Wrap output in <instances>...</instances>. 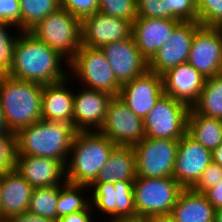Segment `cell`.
Wrapping results in <instances>:
<instances>
[{"label":"cell","mask_w":222,"mask_h":222,"mask_svg":"<svg viewBox=\"0 0 222 222\" xmlns=\"http://www.w3.org/2000/svg\"><path fill=\"white\" fill-rule=\"evenodd\" d=\"M0 21L14 24L21 30V7L19 0H0Z\"/></svg>","instance_id":"cell-39"},{"label":"cell","mask_w":222,"mask_h":222,"mask_svg":"<svg viewBox=\"0 0 222 222\" xmlns=\"http://www.w3.org/2000/svg\"><path fill=\"white\" fill-rule=\"evenodd\" d=\"M147 222H175L170 214L146 217Z\"/></svg>","instance_id":"cell-43"},{"label":"cell","mask_w":222,"mask_h":222,"mask_svg":"<svg viewBox=\"0 0 222 222\" xmlns=\"http://www.w3.org/2000/svg\"><path fill=\"white\" fill-rule=\"evenodd\" d=\"M7 220L3 217L1 205H0V222H6Z\"/></svg>","instance_id":"cell-48"},{"label":"cell","mask_w":222,"mask_h":222,"mask_svg":"<svg viewBox=\"0 0 222 222\" xmlns=\"http://www.w3.org/2000/svg\"><path fill=\"white\" fill-rule=\"evenodd\" d=\"M42 91L41 84L1 75L0 104L11 132L42 119Z\"/></svg>","instance_id":"cell-3"},{"label":"cell","mask_w":222,"mask_h":222,"mask_svg":"<svg viewBox=\"0 0 222 222\" xmlns=\"http://www.w3.org/2000/svg\"><path fill=\"white\" fill-rule=\"evenodd\" d=\"M10 27L21 31L14 24L0 21V75H9L14 62L18 36L12 34V31L10 33Z\"/></svg>","instance_id":"cell-31"},{"label":"cell","mask_w":222,"mask_h":222,"mask_svg":"<svg viewBox=\"0 0 222 222\" xmlns=\"http://www.w3.org/2000/svg\"><path fill=\"white\" fill-rule=\"evenodd\" d=\"M164 95L163 77L149 69L121 85L118 97L138 117L144 119Z\"/></svg>","instance_id":"cell-14"},{"label":"cell","mask_w":222,"mask_h":222,"mask_svg":"<svg viewBox=\"0 0 222 222\" xmlns=\"http://www.w3.org/2000/svg\"><path fill=\"white\" fill-rule=\"evenodd\" d=\"M203 194L215 210L222 208V180L216 186L206 190Z\"/></svg>","instance_id":"cell-41"},{"label":"cell","mask_w":222,"mask_h":222,"mask_svg":"<svg viewBox=\"0 0 222 222\" xmlns=\"http://www.w3.org/2000/svg\"><path fill=\"white\" fill-rule=\"evenodd\" d=\"M98 11L133 23L137 18L136 0H99Z\"/></svg>","instance_id":"cell-32"},{"label":"cell","mask_w":222,"mask_h":222,"mask_svg":"<svg viewBox=\"0 0 222 222\" xmlns=\"http://www.w3.org/2000/svg\"><path fill=\"white\" fill-rule=\"evenodd\" d=\"M164 94L192 107L199 99L205 78L188 62L163 75Z\"/></svg>","instance_id":"cell-20"},{"label":"cell","mask_w":222,"mask_h":222,"mask_svg":"<svg viewBox=\"0 0 222 222\" xmlns=\"http://www.w3.org/2000/svg\"><path fill=\"white\" fill-rule=\"evenodd\" d=\"M106 222H147L146 218L141 216L136 217H125V218H114L105 220Z\"/></svg>","instance_id":"cell-44"},{"label":"cell","mask_w":222,"mask_h":222,"mask_svg":"<svg viewBox=\"0 0 222 222\" xmlns=\"http://www.w3.org/2000/svg\"><path fill=\"white\" fill-rule=\"evenodd\" d=\"M170 215L175 222H214L215 208L203 193L183 189Z\"/></svg>","instance_id":"cell-24"},{"label":"cell","mask_w":222,"mask_h":222,"mask_svg":"<svg viewBox=\"0 0 222 222\" xmlns=\"http://www.w3.org/2000/svg\"><path fill=\"white\" fill-rule=\"evenodd\" d=\"M214 222H222V208L215 210Z\"/></svg>","instance_id":"cell-47"},{"label":"cell","mask_w":222,"mask_h":222,"mask_svg":"<svg viewBox=\"0 0 222 222\" xmlns=\"http://www.w3.org/2000/svg\"><path fill=\"white\" fill-rule=\"evenodd\" d=\"M76 132L70 123L41 119L16 133L18 156L53 158L67 165Z\"/></svg>","instance_id":"cell-2"},{"label":"cell","mask_w":222,"mask_h":222,"mask_svg":"<svg viewBox=\"0 0 222 222\" xmlns=\"http://www.w3.org/2000/svg\"><path fill=\"white\" fill-rule=\"evenodd\" d=\"M210 163H212V151L186 133L178 142L172 177L184 189H191Z\"/></svg>","instance_id":"cell-15"},{"label":"cell","mask_w":222,"mask_h":222,"mask_svg":"<svg viewBox=\"0 0 222 222\" xmlns=\"http://www.w3.org/2000/svg\"><path fill=\"white\" fill-rule=\"evenodd\" d=\"M179 140L144 137L133 146L137 177H172Z\"/></svg>","instance_id":"cell-9"},{"label":"cell","mask_w":222,"mask_h":222,"mask_svg":"<svg viewBox=\"0 0 222 222\" xmlns=\"http://www.w3.org/2000/svg\"><path fill=\"white\" fill-rule=\"evenodd\" d=\"M204 78L222 74V28L200 26L187 61Z\"/></svg>","instance_id":"cell-12"},{"label":"cell","mask_w":222,"mask_h":222,"mask_svg":"<svg viewBox=\"0 0 222 222\" xmlns=\"http://www.w3.org/2000/svg\"><path fill=\"white\" fill-rule=\"evenodd\" d=\"M18 157L17 135L14 132L0 134V173L16 170Z\"/></svg>","instance_id":"cell-33"},{"label":"cell","mask_w":222,"mask_h":222,"mask_svg":"<svg viewBox=\"0 0 222 222\" xmlns=\"http://www.w3.org/2000/svg\"><path fill=\"white\" fill-rule=\"evenodd\" d=\"M192 108L203 116L222 119V74L205 78L199 99Z\"/></svg>","instance_id":"cell-27"},{"label":"cell","mask_w":222,"mask_h":222,"mask_svg":"<svg viewBox=\"0 0 222 222\" xmlns=\"http://www.w3.org/2000/svg\"><path fill=\"white\" fill-rule=\"evenodd\" d=\"M166 19L198 21L197 0H163Z\"/></svg>","instance_id":"cell-35"},{"label":"cell","mask_w":222,"mask_h":222,"mask_svg":"<svg viewBox=\"0 0 222 222\" xmlns=\"http://www.w3.org/2000/svg\"><path fill=\"white\" fill-rule=\"evenodd\" d=\"M97 132L121 146H134L145 137L143 119L118 96L109 102L104 121Z\"/></svg>","instance_id":"cell-10"},{"label":"cell","mask_w":222,"mask_h":222,"mask_svg":"<svg viewBox=\"0 0 222 222\" xmlns=\"http://www.w3.org/2000/svg\"><path fill=\"white\" fill-rule=\"evenodd\" d=\"M21 31H29L50 13L61 8V0H19Z\"/></svg>","instance_id":"cell-30"},{"label":"cell","mask_w":222,"mask_h":222,"mask_svg":"<svg viewBox=\"0 0 222 222\" xmlns=\"http://www.w3.org/2000/svg\"><path fill=\"white\" fill-rule=\"evenodd\" d=\"M201 26L222 28V0H197Z\"/></svg>","instance_id":"cell-34"},{"label":"cell","mask_w":222,"mask_h":222,"mask_svg":"<svg viewBox=\"0 0 222 222\" xmlns=\"http://www.w3.org/2000/svg\"><path fill=\"white\" fill-rule=\"evenodd\" d=\"M82 45L102 48L132 35V23L126 19L105 15L99 11L81 20Z\"/></svg>","instance_id":"cell-16"},{"label":"cell","mask_w":222,"mask_h":222,"mask_svg":"<svg viewBox=\"0 0 222 222\" xmlns=\"http://www.w3.org/2000/svg\"><path fill=\"white\" fill-rule=\"evenodd\" d=\"M183 189L173 177L136 176L133 181L136 215L146 218L152 215L170 214Z\"/></svg>","instance_id":"cell-7"},{"label":"cell","mask_w":222,"mask_h":222,"mask_svg":"<svg viewBox=\"0 0 222 222\" xmlns=\"http://www.w3.org/2000/svg\"><path fill=\"white\" fill-rule=\"evenodd\" d=\"M59 185L50 187H36L32 191L28 211L57 222V201Z\"/></svg>","instance_id":"cell-29"},{"label":"cell","mask_w":222,"mask_h":222,"mask_svg":"<svg viewBox=\"0 0 222 222\" xmlns=\"http://www.w3.org/2000/svg\"><path fill=\"white\" fill-rule=\"evenodd\" d=\"M201 26L198 21H182L172 32L155 56L148 62V69L163 75L169 69L186 63L189 58L195 31Z\"/></svg>","instance_id":"cell-13"},{"label":"cell","mask_w":222,"mask_h":222,"mask_svg":"<svg viewBox=\"0 0 222 222\" xmlns=\"http://www.w3.org/2000/svg\"><path fill=\"white\" fill-rule=\"evenodd\" d=\"M187 134L213 151L222 144V119L203 116L190 107Z\"/></svg>","instance_id":"cell-26"},{"label":"cell","mask_w":222,"mask_h":222,"mask_svg":"<svg viewBox=\"0 0 222 222\" xmlns=\"http://www.w3.org/2000/svg\"><path fill=\"white\" fill-rule=\"evenodd\" d=\"M212 162L222 167V144L212 151Z\"/></svg>","instance_id":"cell-45"},{"label":"cell","mask_w":222,"mask_h":222,"mask_svg":"<svg viewBox=\"0 0 222 222\" xmlns=\"http://www.w3.org/2000/svg\"><path fill=\"white\" fill-rule=\"evenodd\" d=\"M137 176L133 146L116 145L94 183L134 181Z\"/></svg>","instance_id":"cell-25"},{"label":"cell","mask_w":222,"mask_h":222,"mask_svg":"<svg viewBox=\"0 0 222 222\" xmlns=\"http://www.w3.org/2000/svg\"><path fill=\"white\" fill-rule=\"evenodd\" d=\"M17 33L14 62L9 76L41 85L57 83L68 77L69 62L64 57L29 31ZM62 63H66L67 67L62 66Z\"/></svg>","instance_id":"cell-1"},{"label":"cell","mask_w":222,"mask_h":222,"mask_svg":"<svg viewBox=\"0 0 222 222\" xmlns=\"http://www.w3.org/2000/svg\"><path fill=\"white\" fill-rule=\"evenodd\" d=\"M78 89L74 93L73 126L77 132L98 131L114 96L84 87Z\"/></svg>","instance_id":"cell-18"},{"label":"cell","mask_w":222,"mask_h":222,"mask_svg":"<svg viewBox=\"0 0 222 222\" xmlns=\"http://www.w3.org/2000/svg\"><path fill=\"white\" fill-rule=\"evenodd\" d=\"M99 0H61V8L81 20L98 11Z\"/></svg>","instance_id":"cell-37"},{"label":"cell","mask_w":222,"mask_h":222,"mask_svg":"<svg viewBox=\"0 0 222 222\" xmlns=\"http://www.w3.org/2000/svg\"><path fill=\"white\" fill-rule=\"evenodd\" d=\"M68 77L81 81L80 85L88 89L103 91L116 97L121 84L114 76L105 53L101 48L80 46L75 56L68 63Z\"/></svg>","instance_id":"cell-5"},{"label":"cell","mask_w":222,"mask_h":222,"mask_svg":"<svg viewBox=\"0 0 222 222\" xmlns=\"http://www.w3.org/2000/svg\"><path fill=\"white\" fill-rule=\"evenodd\" d=\"M6 222H54L49 218L37 216L36 214L25 212L11 216Z\"/></svg>","instance_id":"cell-42"},{"label":"cell","mask_w":222,"mask_h":222,"mask_svg":"<svg viewBox=\"0 0 222 222\" xmlns=\"http://www.w3.org/2000/svg\"><path fill=\"white\" fill-rule=\"evenodd\" d=\"M16 171L33 187H50L66 183V165L53 158L18 156Z\"/></svg>","instance_id":"cell-21"},{"label":"cell","mask_w":222,"mask_h":222,"mask_svg":"<svg viewBox=\"0 0 222 222\" xmlns=\"http://www.w3.org/2000/svg\"><path fill=\"white\" fill-rule=\"evenodd\" d=\"M73 82L67 77L60 82L43 85L42 119L64 121L73 125L74 92L76 91L68 88L74 87Z\"/></svg>","instance_id":"cell-22"},{"label":"cell","mask_w":222,"mask_h":222,"mask_svg":"<svg viewBox=\"0 0 222 222\" xmlns=\"http://www.w3.org/2000/svg\"><path fill=\"white\" fill-rule=\"evenodd\" d=\"M93 213V207L89 204L84 210L63 216L57 222H94Z\"/></svg>","instance_id":"cell-40"},{"label":"cell","mask_w":222,"mask_h":222,"mask_svg":"<svg viewBox=\"0 0 222 222\" xmlns=\"http://www.w3.org/2000/svg\"><path fill=\"white\" fill-rule=\"evenodd\" d=\"M88 189H90L89 186L70 184L68 182L59 185L57 220L71 213L84 210L90 204V198L83 196L86 191L89 193Z\"/></svg>","instance_id":"cell-28"},{"label":"cell","mask_w":222,"mask_h":222,"mask_svg":"<svg viewBox=\"0 0 222 222\" xmlns=\"http://www.w3.org/2000/svg\"><path fill=\"white\" fill-rule=\"evenodd\" d=\"M101 50L121 85L148 70V61L142 56L132 35L124 40L104 45Z\"/></svg>","instance_id":"cell-17"},{"label":"cell","mask_w":222,"mask_h":222,"mask_svg":"<svg viewBox=\"0 0 222 222\" xmlns=\"http://www.w3.org/2000/svg\"><path fill=\"white\" fill-rule=\"evenodd\" d=\"M190 107L163 95L143 119L145 137L180 140L187 133Z\"/></svg>","instance_id":"cell-8"},{"label":"cell","mask_w":222,"mask_h":222,"mask_svg":"<svg viewBox=\"0 0 222 222\" xmlns=\"http://www.w3.org/2000/svg\"><path fill=\"white\" fill-rule=\"evenodd\" d=\"M115 146L97 131L76 132L66 165V181L90 187Z\"/></svg>","instance_id":"cell-4"},{"label":"cell","mask_w":222,"mask_h":222,"mask_svg":"<svg viewBox=\"0 0 222 222\" xmlns=\"http://www.w3.org/2000/svg\"><path fill=\"white\" fill-rule=\"evenodd\" d=\"M81 30V19L60 8L39 21L29 32L69 62L82 44Z\"/></svg>","instance_id":"cell-6"},{"label":"cell","mask_w":222,"mask_h":222,"mask_svg":"<svg viewBox=\"0 0 222 222\" xmlns=\"http://www.w3.org/2000/svg\"><path fill=\"white\" fill-rule=\"evenodd\" d=\"M92 194L90 204L105 217L125 218L136 217L134 204L133 181L116 183H93L89 191ZM95 207V208H94ZM108 215V216H107Z\"/></svg>","instance_id":"cell-11"},{"label":"cell","mask_w":222,"mask_h":222,"mask_svg":"<svg viewBox=\"0 0 222 222\" xmlns=\"http://www.w3.org/2000/svg\"><path fill=\"white\" fill-rule=\"evenodd\" d=\"M181 20L137 17L132 23V36L142 56L149 62L167 42Z\"/></svg>","instance_id":"cell-19"},{"label":"cell","mask_w":222,"mask_h":222,"mask_svg":"<svg viewBox=\"0 0 222 222\" xmlns=\"http://www.w3.org/2000/svg\"><path fill=\"white\" fill-rule=\"evenodd\" d=\"M137 17L166 19V4L163 0H136Z\"/></svg>","instance_id":"cell-38"},{"label":"cell","mask_w":222,"mask_h":222,"mask_svg":"<svg viewBox=\"0 0 222 222\" xmlns=\"http://www.w3.org/2000/svg\"><path fill=\"white\" fill-rule=\"evenodd\" d=\"M221 180L222 167L212 162L202 172L198 182L191 189L198 193H204L206 190L216 186Z\"/></svg>","instance_id":"cell-36"},{"label":"cell","mask_w":222,"mask_h":222,"mask_svg":"<svg viewBox=\"0 0 222 222\" xmlns=\"http://www.w3.org/2000/svg\"><path fill=\"white\" fill-rule=\"evenodd\" d=\"M33 189L16 170L0 173V205L6 220L28 211Z\"/></svg>","instance_id":"cell-23"},{"label":"cell","mask_w":222,"mask_h":222,"mask_svg":"<svg viewBox=\"0 0 222 222\" xmlns=\"http://www.w3.org/2000/svg\"><path fill=\"white\" fill-rule=\"evenodd\" d=\"M10 132V129L8 128L5 115L3 113L1 104H0V134H7Z\"/></svg>","instance_id":"cell-46"}]
</instances>
